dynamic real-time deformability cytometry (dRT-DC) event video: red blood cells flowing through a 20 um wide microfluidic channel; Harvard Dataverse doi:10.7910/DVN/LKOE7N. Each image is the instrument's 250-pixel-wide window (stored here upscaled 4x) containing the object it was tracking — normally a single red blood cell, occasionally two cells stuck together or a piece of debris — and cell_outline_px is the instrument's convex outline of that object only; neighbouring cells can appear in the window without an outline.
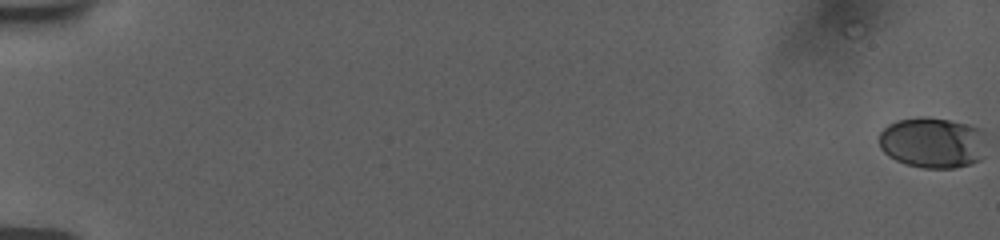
{"species": "human", "species_latin": "Homo sapiens", "temperature_condition": "room temperature", "stored_images_in_passage": 2, "camera_frame_rate_fps": 3000, "um_per_image_px": 0.085, "donor": {"sex": "female"}, "frame": {"image": 1, "passage_image": 2, "time_ms": 0.333, "image_size_px": [1000, 240], "cell_outline_px": [[980, 160], [972, 164], [952, 168], [924, 168], [904, 164], [888, 156], [880, 148], [880, 132], [888, 124], [896, 120], [916, 116], [928, 116], [968, 124], [976, 128]], "centroid_in_image_um": [79.09, 12.12], "position_along_channel_um": 5.9, "area_um2": 30.92}}